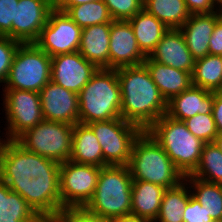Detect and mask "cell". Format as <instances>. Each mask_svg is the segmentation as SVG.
<instances>
[{
  "label": "cell",
  "instance_id": "obj_1",
  "mask_svg": "<svg viewBox=\"0 0 222 222\" xmlns=\"http://www.w3.org/2000/svg\"><path fill=\"white\" fill-rule=\"evenodd\" d=\"M60 164L26 150L16 140L0 139V180L48 222L61 212Z\"/></svg>",
  "mask_w": 222,
  "mask_h": 222
},
{
  "label": "cell",
  "instance_id": "obj_2",
  "mask_svg": "<svg viewBox=\"0 0 222 222\" xmlns=\"http://www.w3.org/2000/svg\"><path fill=\"white\" fill-rule=\"evenodd\" d=\"M121 92V118L147 131L167 113V101L146 65L116 69Z\"/></svg>",
  "mask_w": 222,
  "mask_h": 222
},
{
  "label": "cell",
  "instance_id": "obj_3",
  "mask_svg": "<svg viewBox=\"0 0 222 222\" xmlns=\"http://www.w3.org/2000/svg\"><path fill=\"white\" fill-rule=\"evenodd\" d=\"M132 182L128 166L101 167L93 197L83 209L107 221L130 215Z\"/></svg>",
  "mask_w": 222,
  "mask_h": 222
},
{
  "label": "cell",
  "instance_id": "obj_4",
  "mask_svg": "<svg viewBox=\"0 0 222 222\" xmlns=\"http://www.w3.org/2000/svg\"><path fill=\"white\" fill-rule=\"evenodd\" d=\"M79 123L121 118V92L116 69L101 68L78 93Z\"/></svg>",
  "mask_w": 222,
  "mask_h": 222
},
{
  "label": "cell",
  "instance_id": "obj_5",
  "mask_svg": "<svg viewBox=\"0 0 222 222\" xmlns=\"http://www.w3.org/2000/svg\"><path fill=\"white\" fill-rule=\"evenodd\" d=\"M127 166L132 180L151 182L165 189L184 180L183 174L147 131H143L134 142Z\"/></svg>",
  "mask_w": 222,
  "mask_h": 222
},
{
  "label": "cell",
  "instance_id": "obj_6",
  "mask_svg": "<svg viewBox=\"0 0 222 222\" xmlns=\"http://www.w3.org/2000/svg\"><path fill=\"white\" fill-rule=\"evenodd\" d=\"M147 132L164 149L184 177L197 168L206 143L194 136L183 121L165 114Z\"/></svg>",
  "mask_w": 222,
  "mask_h": 222
},
{
  "label": "cell",
  "instance_id": "obj_7",
  "mask_svg": "<svg viewBox=\"0 0 222 222\" xmlns=\"http://www.w3.org/2000/svg\"><path fill=\"white\" fill-rule=\"evenodd\" d=\"M51 80V57L35 43H20L4 89L40 92Z\"/></svg>",
  "mask_w": 222,
  "mask_h": 222
},
{
  "label": "cell",
  "instance_id": "obj_8",
  "mask_svg": "<svg viewBox=\"0 0 222 222\" xmlns=\"http://www.w3.org/2000/svg\"><path fill=\"white\" fill-rule=\"evenodd\" d=\"M73 127L44 119L27 129L16 141L26 150L61 164L71 157Z\"/></svg>",
  "mask_w": 222,
  "mask_h": 222
},
{
  "label": "cell",
  "instance_id": "obj_9",
  "mask_svg": "<svg viewBox=\"0 0 222 222\" xmlns=\"http://www.w3.org/2000/svg\"><path fill=\"white\" fill-rule=\"evenodd\" d=\"M101 145L103 167L127 166L136 139L143 130L122 118L94 121L88 124Z\"/></svg>",
  "mask_w": 222,
  "mask_h": 222
},
{
  "label": "cell",
  "instance_id": "obj_10",
  "mask_svg": "<svg viewBox=\"0 0 222 222\" xmlns=\"http://www.w3.org/2000/svg\"><path fill=\"white\" fill-rule=\"evenodd\" d=\"M101 167L67 160L60 164L59 184L61 212L82 209L91 200L98 183Z\"/></svg>",
  "mask_w": 222,
  "mask_h": 222
},
{
  "label": "cell",
  "instance_id": "obj_11",
  "mask_svg": "<svg viewBox=\"0 0 222 222\" xmlns=\"http://www.w3.org/2000/svg\"><path fill=\"white\" fill-rule=\"evenodd\" d=\"M4 108L7 118V140H16L27 129L44 120L40 94L35 91L5 89Z\"/></svg>",
  "mask_w": 222,
  "mask_h": 222
},
{
  "label": "cell",
  "instance_id": "obj_12",
  "mask_svg": "<svg viewBox=\"0 0 222 222\" xmlns=\"http://www.w3.org/2000/svg\"><path fill=\"white\" fill-rule=\"evenodd\" d=\"M81 32L82 28L66 12L53 8L34 43L50 57L74 53L79 50Z\"/></svg>",
  "mask_w": 222,
  "mask_h": 222
},
{
  "label": "cell",
  "instance_id": "obj_13",
  "mask_svg": "<svg viewBox=\"0 0 222 222\" xmlns=\"http://www.w3.org/2000/svg\"><path fill=\"white\" fill-rule=\"evenodd\" d=\"M53 9V0L15 1V20L12 22V39L20 43H34L48 15Z\"/></svg>",
  "mask_w": 222,
  "mask_h": 222
},
{
  "label": "cell",
  "instance_id": "obj_14",
  "mask_svg": "<svg viewBox=\"0 0 222 222\" xmlns=\"http://www.w3.org/2000/svg\"><path fill=\"white\" fill-rule=\"evenodd\" d=\"M97 69L78 51L51 57V81L77 94Z\"/></svg>",
  "mask_w": 222,
  "mask_h": 222
},
{
  "label": "cell",
  "instance_id": "obj_15",
  "mask_svg": "<svg viewBox=\"0 0 222 222\" xmlns=\"http://www.w3.org/2000/svg\"><path fill=\"white\" fill-rule=\"evenodd\" d=\"M42 113L45 120L68 123H79L78 94L49 81L39 92Z\"/></svg>",
  "mask_w": 222,
  "mask_h": 222
},
{
  "label": "cell",
  "instance_id": "obj_16",
  "mask_svg": "<svg viewBox=\"0 0 222 222\" xmlns=\"http://www.w3.org/2000/svg\"><path fill=\"white\" fill-rule=\"evenodd\" d=\"M145 59L129 21L113 20L110 28L109 69L140 65Z\"/></svg>",
  "mask_w": 222,
  "mask_h": 222
},
{
  "label": "cell",
  "instance_id": "obj_17",
  "mask_svg": "<svg viewBox=\"0 0 222 222\" xmlns=\"http://www.w3.org/2000/svg\"><path fill=\"white\" fill-rule=\"evenodd\" d=\"M149 57L153 61L191 74L194 70L195 59L180 29H168Z\"/></svg>",
  "mask_w": 222,
  "mask_h": 222
},
{
  "label": "cell",
  "instance_id": "obj_18",
  "mask_svg": "<svg viewBox=\"0 0 222 222\" xmlns=\"http://www.w3.org/2000/svg\"><path fill=\"white\" fill-rule=\"evenodd\" d=\"M222 17L221 11L192 14L180 28L187 47L195 60L209 54V42L216 22Z\"/></svg>",
  "mask_w": 222,
  "mask_h": 222
},
{
  "label": "cell",
  "instance_id": "obj_19",
  "mask_svg": "<svg viewBox=\"0 0 222 222\" xmlns=\"http://www.w3.org/2000/svg\"><path fill=\"white\" fill-rule=\"evenodd\" d=\"M213 103L214 92L191 85L167 102L166 115L172 119L184 121L196 114H211Z\"/></svg>",
  "mask_w": 222,
  "mask_h": 222
},
{
  "label": "cell",
  "instance_id": "obj_20",
  "mask_svg": "<svg viewBox=\"0 0 222 222\" xmlns=\"http://www.w3.org/2000/svg\"><path fill=\"white\" fill-rule=\"evenodd\" d=\"M111 23L83 28L78 52L98 69H109V45Z\"/></svg>",
  "mask_w": 222,
  "mask_h": 222
},
{
  "label": "cell",
  "instance_id": "obj_21",
  "mask_svg": "<svg viewBox=\"0 0 222 222\" xmlns=\"http://www.w3.org/2000/svg\"><path fill=\"white\" fill-rule=\"evenodd\" d=\"M144 64L167 102L192 85V76L189 72L153 61L149 56L146 57Z\"/></svg>",
  "mask_w": 222,
  "mask_h": 222
},
{
  "label": "cell",
  "instance_id": "obj_22",
  "mask_svg": "<svg viewBox=\"0 0 222 222\" xmlns=\"http://www.w3.org/2000/svg\"><path fill=\"white\" fill-rule=\"evenodd\" d=\"M166 189L147 181L133 180L131 215L155 222Z\"/></svg>",
  "mask_w": 222,
  "mask_h": 222
},
{
  "label": "cell",
  "instance_id": "obj_23",
  "mask_svg": "<svg viewBox=\"0 0 222 222\" xmlns=\"http://www.w3.org/2000/svg\"><path fill=\"white\" fill-rule=\"evenodd\" d=\"M71 161L103 167V153L95 133L88 124L77 123L73 127Z\"/></svg>",
  "mask_w": 222,
  "mask_h": 222
},
{
  "label": "cell",
  "instance_id": "obj_24",
  "mask_svg": "<svg viewBox=\"0 0 222 222\" xmlns=\"http://www.w3.org/2000/svg\"><path fill=\"white\" fill-rule=\"evenodd\" d=\"M128 21L133 28L138 46L146 57L150 56L169 29L144 8Z\"/></svg>",
  "mask_w": 222,
  "mask_h": 222
},
{
  "label": "cell",
  "instance_id": "obj_25",
  "mask_svg": "<svg viewBox=\"0 0 222 222\" xmlns=\"http://www.w3.org/2000/svg\"><path fill=\"white\" fill-rule=\"evenodd\" d=\"M0 222H48L18 193L0 180Z\"/></svg>",
  "mask_w": 222,
  "mask_h": 222
},
{
  "label": "cell",
  "instance_id": "obj_26",
  "mask_svg": "<svg viewBox=\"0 0 222 222\" xmlns=\"http://www.w3.org/2000/svg\"><path fill=\"white\" fill-rule=\"evenodd\" d=\"M143 8L169 29H180L191 15L184 0H143Z\"/></svg>",
  "mask_w": 222,
  "mask_h": 222
},
{
  "label": "cell",
  "instance_id": "obj_27",
  "mask_svg": "<svg viewBox=\"0 0 222 222\" xmlns=\"http://www.w3.org/2000/svg\"><path fill=\"white\" fill-rule=\"evenodd\" d=\"M184 180L191 184V189H194L192 196L205 207V211L214 222H222V185L203 181L191 175L185 176Z\"/></svg>",
  "mask_w": 222,
  "mask_h": 222
},
{
  "label": "cell",
  "instance_id": "obj_28",
  "mask_svg": "<svg viewBox=\"0 0 222 222\" xmlns=\"http://www.w3.org/2000/svg\"><path fill=\"white\" fill-rule=\"evenodd\" d=\"M192 85L211 92L222 91V56L208 54L195 60Z\"/></svg>",
  "mask_w": 222,
  "mask_h": 222
},
{
  "label": "cell",
  "instance_id": "obj_29",
  "mask_svg": "<svg viewBox=\"0 0 222 222\" xmlns=\"http://www.w3.org/2000/svg\"><path fill=\"white\" fill-rule=\"evenodd\" d=\"M181 181L177 186L167 188L161 202L159 215L155 222H184L183 213L184 208L192 196L191 191L188 190L190 185ZM187 188V189H186Z\"/></svg>",
  "mask_w": 222,
  "mask_h": 222
},
{
  "label": "cell",
  "instance_id": "obj_30",
  "mask_svg": "<svg viewBox=\"0 0 222 222\" xmlns=\"http://www.w3.org/2000/svg\"><path fill=\"white\" fill-rule=\"evenodd\" d=\"M65 12L82 29L113 21L103 0L70 6Z\"/></svg>",
  "mask_w": 222,
  "mask_h": 222
},
{
  "label": "cell",
  "instance_id": "obj_31",
  "mask_svg": "<svg viewBox=\"0 0 222 222\" xmlns=\"http://www.w3.org/2000/svg\"><path fill=\"white\" fill-rule=\"evenodd\" d=\"M190 175L222 185V152L214 142L204 145L197 168Z\"/></svg>",
  "mask_w": 222,
  "mask_h": 222
},
{
  "label": "cell",
  "instance_id": "obj_32",
  "mask_svg": "<svg viewBox=\"0 0 222 222\" xmlns=\"http://www.w3.org/2000/svg\"><path fill=\"white\" fill-rule=\"evenodd\" d=\"M187 129L205 143L214 142L218 135L213 114H196L183 121Z\"/></svg>",
  "mask_w": 222,
  "mask_h": 222
},
{
  "label": "cell",
  "instance_id": "obj_33",
  "mask_svg": "<svg viewBox=\"0 0 222 222\" xmlns=\"http://www.w3.org/2000/svg\"><path fill=\"white\" fill-rule=\"evenodd\" d=\"M113 20H130L143 9V0H103Z\"/></svg>",
  "mask_w": 222,
  "mask_h": 222
},
{
  "label": "cell",
  "instance_id": "obj_34",
  "mask_svg": "<svg viewBox=\"0 0 222 222\" xmlns=\"http://www.w3.org/2000/svg\"><path fill=\"white\" fill-rule=\"evenodd\" d=\"M20 42L7 36H0V83H5Z\"/></svg>",
  "mask_w": 222,
  "mask_h": 222
},
{
  "label": "cell",
  "instance_id": "obj_35",
  "mask_svg": "<svg viewBox=\"0 0 222 222\" xmlns=\"http://www.w3.org/2000/svg\"><path fill=\"white\" fill-rule=\"evenodd\" d=\"M15 1L0 0V36L12 39V22L15 20Z\"/></svg>",
  "mask_w": 222,
  "mask_h": 222
},
{
  "label": "cell",
  "instance_id": "obj_36",
  "mask_svg": "<svg viewBox=\"0 0 222 222\" xmlns=\"http://www.w3.org/2000/svg\"><path fill=\"white\" fill-rule=\"evenodd\" d=\"M182 217L184 222H214L205 211V207L201 206L193 196L189 198Z\"/></svg>",
  "mask_w": 222,
  "mask_h": 222
},
{
  "label": "cell",
  "instance_id": "obj_37",
  "mask_svg": "<svg viewBox=\"0 0 222 222\" xmlns=\"http://www.w3.org/2000/svg\"><path fill=\"white\" fill-rule=\"evenodd\" d=\"M52 222H110L100 219L82 209H64Z\"/></svg>",
  "mask_w": 222,
  "mask_h": 222
},
{
  "label": "cell",
  "instance_id": "obj_38",
  "mask_svg": "<svg viewBox=\"0 0 222 222\" xmlns=\"http://www.w3.org/2000/svg\"><path fill=\"white\" fill-rule=\"evenodd\" d=\"M190 14H202L216 12L213 0H184ZM216 10V11H214Z\"/></svg>",
  "mask_w": 222,
  "mask_h": 222
},
{
  "label": "cell",
  "instance_id": "obj_39",
  "mask_svg": "<svg viewBox=\"0 0 222 222\" xmlns=\"http://www.w3.org/2000/svg\"><path fill=\"white\" fill-rule=\"evenodd\" d=\"M209 54L222 56V17L214 26L209 42Z\"/></svg>",
  "mask_w": 222,
  "mask_h": 222
},
{
  "label": "cell",
  "instance_id": "obj_40",
  "mask_svg": "<svg viewBox=\"0 0 222 222\" xmlns=\"http://www.w3.org/2000/svg\"><path fill=\"white\" fill-rule=\"evenodd\" d=\"M212 114L218 133H222V91L214 92Z\"/></svg>",
  "mask_w": 222,
  "mask_h": 222
},
{
  "label": "cell",
  "instance_id": "obj_41",
  "mask_svg": "<svg viewBox=\"0 0 222 222\" xmlns=\"http://www.w3.org/2000/svg\"><path fill=\"white\" fill-rule=\"evenodd\" d=\"M96 0H53V8L65 12L70 6L93 2Z\"/></svg>",
  "mask_w": 222,
  "mask_h": 222
},
{
  "label": "cell",
  "instance_id": "obj_42",
  "mask_svg": "<svg viewBox=\"0 0 222 222\" xmlns=\"http://www.w3.org/2000/svg\"><path fill=\"white\" fill-rule=\"evenodd\" d=\"M110 222H151V221L148 219L140 218L138 216H134L130 214L123 217L115 218L111 220Z\"/></svg>",
  "mask_w": 222,
  "mask_h": 222
},
{
  "label": "cell",
  "instance_id": "obj_43",
  "mask_svg": "<svg viewBox=\"0 0 222 222\" xmlns=\"http://www.w3.org/2000/svg\"><path fill=\"white\" fill-rule=\"evenodd\" d=\"M214 143L222 152V133H218V135L214 139Z\"/></svg>",
  "mask_w": 222,
  "mask_h": 222
},
{
  "label": "cell",
  "instance_id": "obj_44",
  "mask_svg": "<svg viewBox=\"0 0 222 222\" xmlns=\"http://www.w3.org/2000/svg\"><path fill=\"white\" fill-rule=\"evenodd\" d=\"M213 3L218 11L222 12V0H213ZM220 4V5H219ZM218 5V6H216ZM220 6V7H219ZM218 7V8H217Z\"/></svg>",
  "mask_w": 222,
  "mask_h": 222
}]
</instances>
